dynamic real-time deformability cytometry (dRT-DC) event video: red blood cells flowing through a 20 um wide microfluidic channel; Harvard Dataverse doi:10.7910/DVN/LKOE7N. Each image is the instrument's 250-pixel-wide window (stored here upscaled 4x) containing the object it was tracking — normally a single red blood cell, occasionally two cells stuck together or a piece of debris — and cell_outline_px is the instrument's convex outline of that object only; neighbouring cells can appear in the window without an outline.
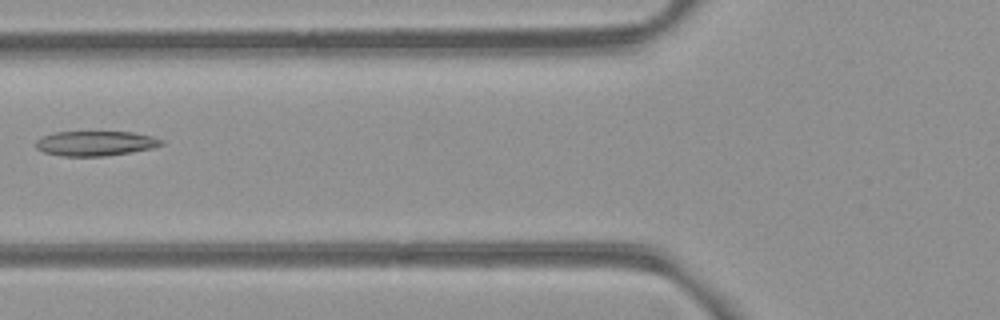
{"species": "common noctule bat (a hibernating species)", "species_latin": "Nyctalus noctula", "temperature_condition": "room temperature", "stored_images_in_passage": 6, "camera_frame_rate_fps": 3000, "um_per_image_px": 0.085, "animal": {"sex": "female", "body_mass_g": 21.9}, "frame": {"image": 1, "passage_image": 6, "time_ms": 5.667, "image_size_px": [1000, 320], "cell_outline_px": [[164, 144], [152, 148], [132, 152], [104, 156], [64, 156], [44, 152], [36, 148], [36, 140], [44, 136], [56, 132], [132, 132], [152, 136], [164, 140]], "centroid_in_image_um": [8.14, 12.19], "position_along_channel_um": 117.7, "area_um2": 18.09}}